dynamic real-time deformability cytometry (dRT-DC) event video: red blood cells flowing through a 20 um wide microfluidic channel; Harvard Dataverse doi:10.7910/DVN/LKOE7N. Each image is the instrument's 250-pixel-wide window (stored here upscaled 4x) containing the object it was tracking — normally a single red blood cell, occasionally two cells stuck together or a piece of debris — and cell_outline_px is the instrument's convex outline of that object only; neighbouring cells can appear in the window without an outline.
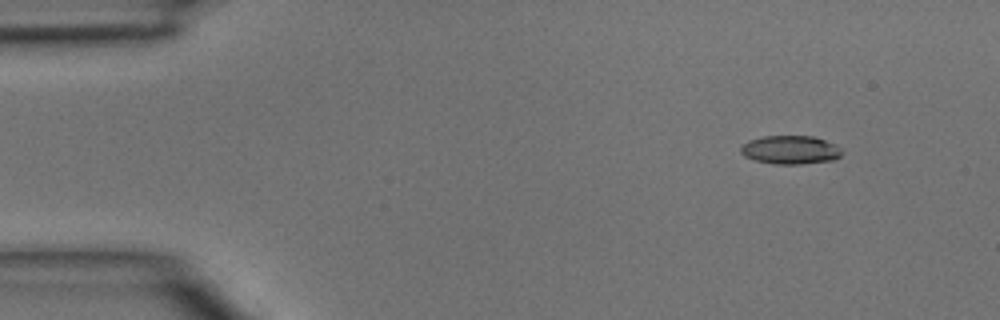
{"species": "common noctule bat (a hibernating species)", "species_latin": "Nyctalus noctula", "temperature_condition": "room temperature", "stored_images_in_passage": 3, "camera_frame_rate_fps": 3000, "um_per_image_px": 0.085, "animal": {"sex": "male", "body_mass_g": 15.6}, "frame": {"image": 1, "passage_image": 1, "time_ms": 0.0, "image_size_px": [1000, 320], "cell_outline_px": [[844, 152], [836, 160], [800, 164], [772, 164], [756, 160], [744, 156], [740, 152], [740, 148], [748, 140], [764, 136], [812, 136], [824, 140], [840, 148]], "centroid_in_image_um": [67.18, 12.75], "position_along_channel_um": 17.8, "area_um2": 16.82}}
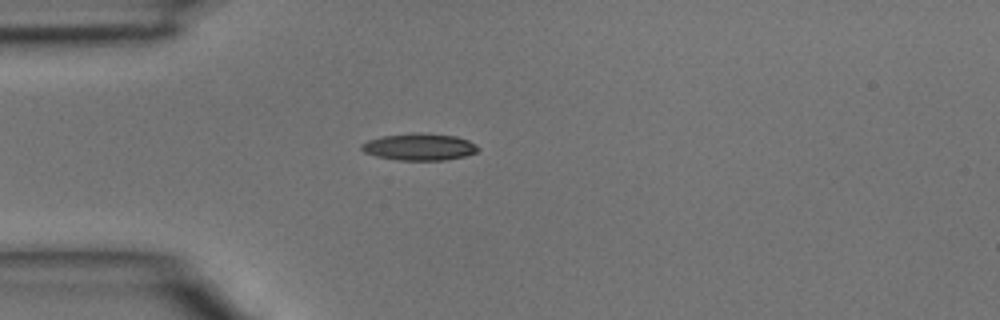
{"frame": {"image": 2, "passage_image": 3, "time_ms": 0.667, "image_size_px": [1000, 320], "cell_outline_px": [[480, 148], [476, 152], [464, 156], [444, 160], [396, 160], [376, 156], [364, 152], [360, 148], [360, 144], [368, 140], [380, 136], [412, 132], [420, 132], [456, 136], [468, 140], [476, 144]], "centroid_in_image_um": [35.62, 12.47], "position_along_channel_um": 49.4, "area_um2": 18.5}}